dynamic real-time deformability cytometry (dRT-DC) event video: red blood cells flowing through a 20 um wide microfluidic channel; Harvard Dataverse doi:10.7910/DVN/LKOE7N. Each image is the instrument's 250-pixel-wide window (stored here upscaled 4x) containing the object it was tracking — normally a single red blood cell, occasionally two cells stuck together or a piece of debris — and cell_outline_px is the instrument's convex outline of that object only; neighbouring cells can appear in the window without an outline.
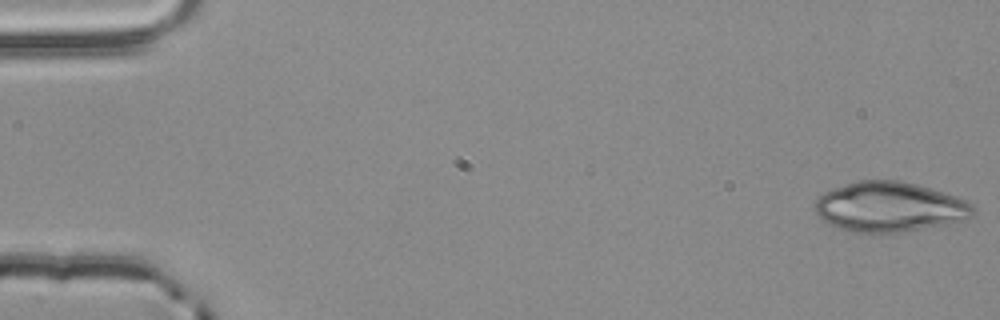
{"species": "common noctule bat (a hibernating species)", "species_latin": "Nyctalus noctula", "temperature_condition": "room temperature", "stored_images_in_passage": 53, "camera_frame_rate_fps": 3000, "um_per_image_px": 0.085, "animal": {"sex": "male", "body_mass_g": 20.4}, "frame": {"image": 1, "passage_image": 1, "time_ms": 0.0, "image_size_px": [1000, 320], "cell_outline_px": [[976, 212], [972, 216], [964, 220], [952, 224], [904, 232], [848, 232], [836, 228], [828, 224], [816, 212], [812, 204], [824, 192], [832, 188], [856, 180], [900, 180], [916, 184], [964, 200], [972, 204], [976, 208]], "centroid_in_image_um": [75.59, 17.6], "position_along_channel_um": 9.4, "area_um2": 46.36}}